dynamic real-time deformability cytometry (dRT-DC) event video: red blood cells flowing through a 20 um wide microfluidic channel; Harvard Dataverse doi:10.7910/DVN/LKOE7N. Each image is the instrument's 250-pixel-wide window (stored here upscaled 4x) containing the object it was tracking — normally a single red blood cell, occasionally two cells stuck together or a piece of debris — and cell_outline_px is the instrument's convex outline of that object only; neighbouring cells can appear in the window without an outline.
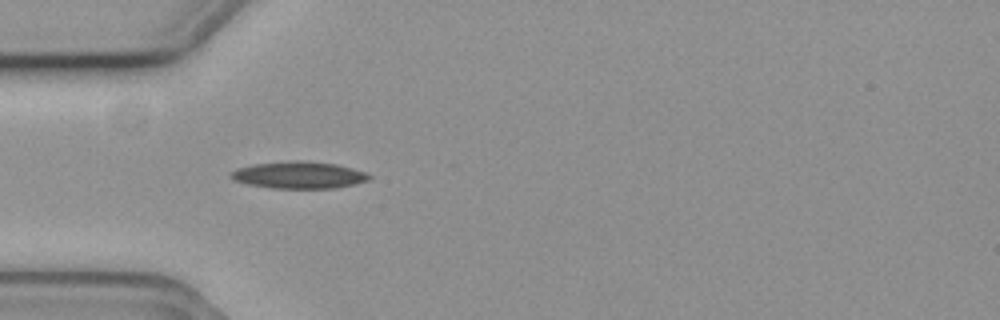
{"species": "common noctule bat (a hibernating species)", "species_latin": "Nyctalus noctula", "temperature_condition": "cold", "stored_images_in_passage": 18, "camera_frame_rate_fps": 3000, "um_per_image_px": 0.085, "animal": {"sex": "female", "body_mass_g": 19.3, "forearm_length_mm": 54.1}, "frame": {"image": 1, "passage_image": 1, "time_ms": 0.0, "image_size_px": [1000, 320], "cell_outline_px": [[372, 176], [368, 180], [336, 188], [272, 188], [248, 184], [232, 180], [228, 172], [236, 168], [252, 164], [288, 160], [308, 160], [336, 164], [352, 168], [364, 172]], "centroid_in_image_um": [25.34, 14.86], "position_along_channel_um": 59.7, "area_um2": 21.96}}